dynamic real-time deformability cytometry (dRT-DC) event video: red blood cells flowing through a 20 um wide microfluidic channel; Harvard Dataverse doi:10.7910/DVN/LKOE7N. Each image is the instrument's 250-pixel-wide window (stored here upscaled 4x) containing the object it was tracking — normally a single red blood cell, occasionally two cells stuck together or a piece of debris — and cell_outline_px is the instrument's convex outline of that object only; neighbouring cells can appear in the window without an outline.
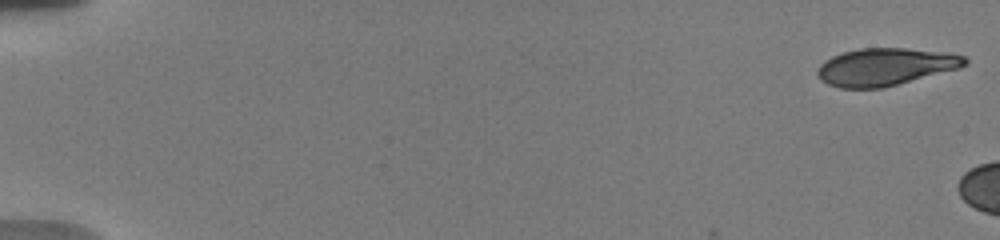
{"species": "human", "species_latin": "Homo sapiens", "temperature_condition": "warm", "stored_images_in_passage": 5, "camera_frame_rate_fps": 3000, "um_per_image_px": 0.085, "donor": {"sex": "male"}, "frame": {"image": 1, "passage_image": 1, "time_ms": 0.0, "image_size_px": [1000, 240], "cell_outline_px": [[968, 64], [960, 68], [884, 88], [840, 88], [828, 84], [820, 80], [816, 72], [820, 64], [824, 60], [832, 56], [844, 52], [860, 48], [904, 48], [948, 52], [964, 56], [968, 60]], "centroid_in_image_um": [75.26, 5.68], "position_along_channel_um": 9.7, "area_um2": 32.37}}